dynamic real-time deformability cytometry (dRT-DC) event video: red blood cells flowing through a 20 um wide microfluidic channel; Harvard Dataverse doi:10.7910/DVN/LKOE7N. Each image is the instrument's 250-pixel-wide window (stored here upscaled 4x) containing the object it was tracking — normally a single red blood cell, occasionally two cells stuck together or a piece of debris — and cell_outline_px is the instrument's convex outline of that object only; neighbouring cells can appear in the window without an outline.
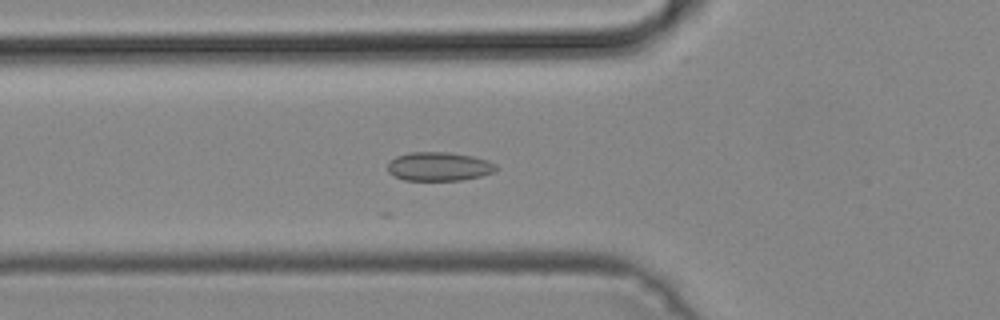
{"species": "common noctule bat (a hibernating species)", "species_latin": "Nyctalus noctula", "temperature_condition": "cold", "stored_images_in_passage": 27, "camera_frame_rate_fps": 3000, "um_per_image_px": 0.085, "animal": {"sex": "male", "body_mass_g": 19.2, "forearm_length_mm": 51.8}, "frame": {"image": 1, "passage_image": 17, "time_ms": 5.333, "image_size_px": [1000, 320], "cell_outline_px": [[496, 168], [492, 172], [480, 176], [460, 180], [404, 180], [388, 172], [388, 164], [396, 156], [408, 152], [448, 152], [472, 156], [488, 160], [496, 164]], "centroid_in_image_um": [37.3, 14.14], "position_along_channel_um": 88.5, "area_um2": 18.03}}
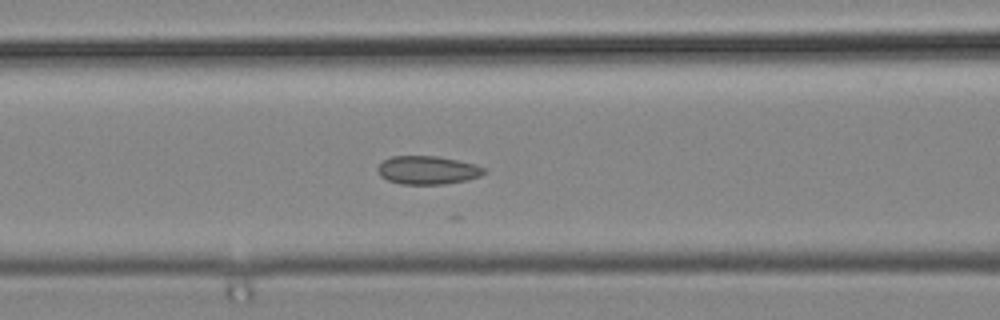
{"frame": {"image": 2, "passage_image": 20, "time_ms": 6.333, "image_size_px": [1000, 320], "cell_outline_px": [[488, 172], [480, 176], [468, 180], [444, 184], [400, 184], [388, 180], [380, 176], [376, 168], [384, 160], [392, 156], [440, 156], [476, 164], [488, 168]], "centroid_in_image_um": [36.4, 14.46], "position_along_channel_um": 130.2, "area_um2": 17.86}}
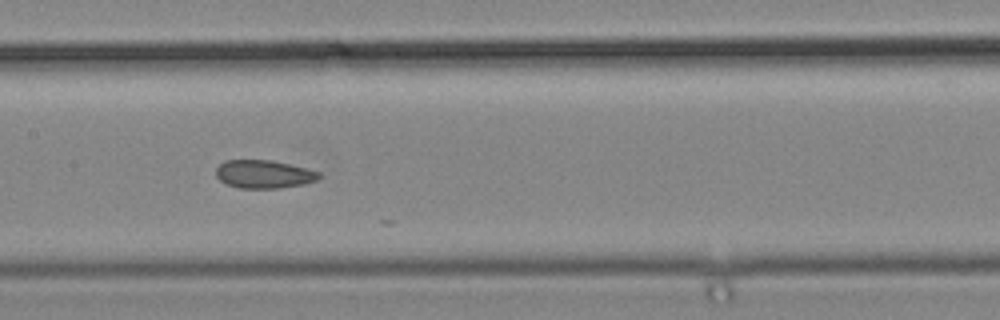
{"frame": {"image": 3, "passage_image": 24, "time_ms": 7.667, "image_size_px": [1000, 320], "cell_outline_px": [[320, 176], [316, 180], [304, 184], [280, 188], [240, 188], [224, 184], [216, 176], [216, 168], [224, 160], [272, 160], [320, 172]], "centroid_in_image_um": [22.38, 14.81], "position_along_channel_um": 185.0, "area_um2": 16.88}}